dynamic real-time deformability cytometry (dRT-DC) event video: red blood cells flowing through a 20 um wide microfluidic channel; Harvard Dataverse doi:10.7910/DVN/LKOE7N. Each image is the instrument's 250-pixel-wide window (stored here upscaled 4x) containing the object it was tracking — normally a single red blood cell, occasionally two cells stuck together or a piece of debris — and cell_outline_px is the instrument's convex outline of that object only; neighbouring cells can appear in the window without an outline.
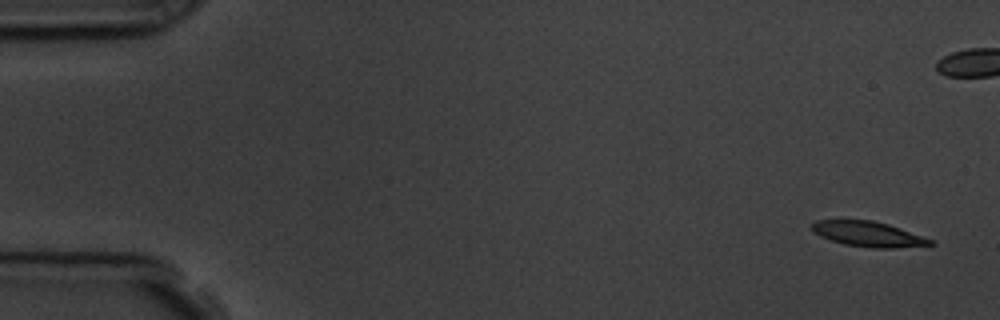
{"species": "common noctule bat (a hibernating species)", "species_latin": "Nyctalus noctula", "temperature_condition": "room temperature", "stored_images_in_passage": 56, "camera_frame_rate_fps": 3000, "um_per_image_px": 0.085, "animal": {"sex": "male", "body_mass_g": 19.5, "forearm_length_mm": 54.6}, "frame": {"image": 1, "passage_image": 1, "time_ms": 0.0, "image_size_px": [1000, 320], "cell_outline_px": [[936, 244], [896, 248], [872, 248], [844, 244], [820, 236], [812, 232], [812, 224], [816, 220], [872, 220], [888, 224], [900, 228], [932, 240]], "centroid_in_image_um": [73.78, 19.89], "position_along_channel_um": 11.2, "area_um2": 17.22}}
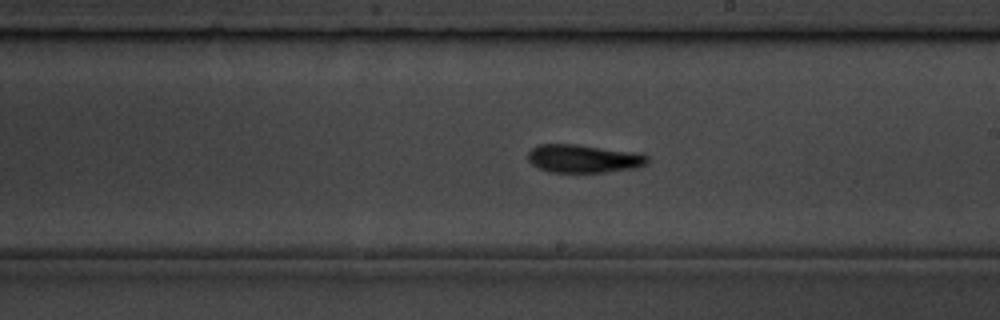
{"frame": {"image": 2, "passage_image": 31, "time_ms": 10.0, "image_size_px": [1000, 320], "cell_outline_px": [[648, 164], [636, 168], [604, 172], [548, 172], [536, 168], [528, 160], [528, 152], [532, 148], [540, 144], [576, 144], [632, 152], [648, 156]], "centroid_in_image_um": [49.56, 13.49], "position_along_channel_um": 239.4, "area_um2": 19.59}}
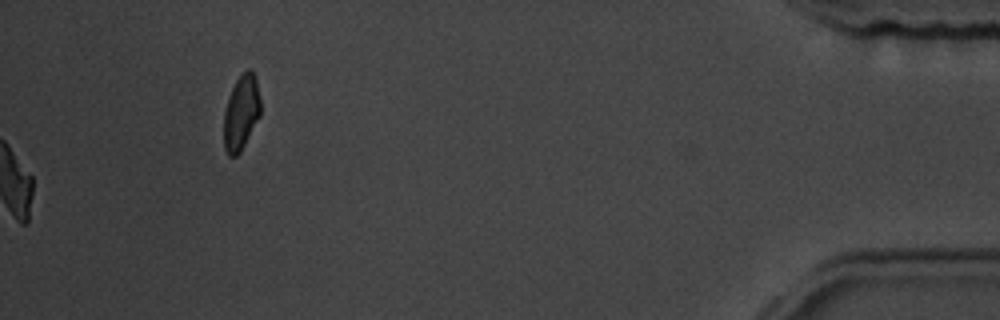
{"frame": {"image": 3, "passage_image": 56, "time_ms": 18.333, "image_size_px": [1000, 320], "cell_outline_px": [[260, 116], [240, 152], [236, 156], [228, 156], [224, 148], [224, 112], [232, 88], [236, 80], [248, 68], [252, 68], [256, 76], [260, 100]], "centroid_in_image_um": [20.51, 9.56], "position_along_channel_um": 414.7, "area_um2": 16.01}, "authors_computed_cell_mechanics": {"area_um2": 18.6116, "velocity_mm_per_s": 3.6, "shape_relaxation_time_tau1_ms": 5.8091, "shape_relaxation_time_tau2_ms": 4.7887, "deformation_change_tau1": 0.1658, "deformation_change_tau2": 0.1432}}